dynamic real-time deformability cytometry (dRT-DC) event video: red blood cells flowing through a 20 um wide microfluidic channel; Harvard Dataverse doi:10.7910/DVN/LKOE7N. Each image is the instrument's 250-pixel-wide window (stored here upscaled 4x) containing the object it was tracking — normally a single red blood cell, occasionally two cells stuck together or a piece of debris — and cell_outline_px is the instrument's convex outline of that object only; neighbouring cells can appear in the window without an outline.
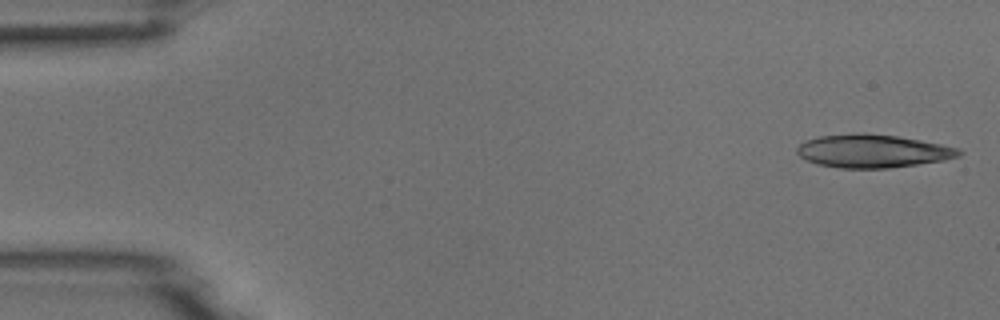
{"species": "common noctule bat (a hibernating species)", "species_latin": "Nyctalus noctula", "temperature_condition": "room temperature", "stored_images_in_passage": 17, "camera_frame_rate_fps": 3000, "um_per_image_px": 0.085, "animal": {"sex": "male", "body_mass_g": 18.8}, "frame": {"image": 1, "passage_image": 1, "time_ms": 0.0, "image_size_px": [1000, 320], "cell_outline_px": [[964, 152], [960, 156], [944, 160], [888, 168], [840, 168], [820, 164], [808, 160], [800, 156], [796, 152], [796, 148], [804, 140], [820, 136], [864, 132], [900, 136], [960, 148]], "centroid_in_image_um": [74.2, 12.82], "position_along_channel_um": 10.8, "area_um2": 31.33}}
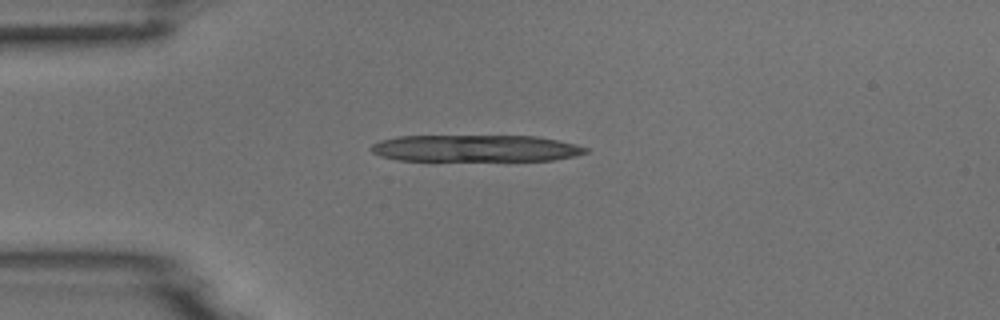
{"frame": {"image": 2, "passage_image": 12, "time_ms": 3.667, "image_size_px": [1000, 320], "cell_outline_px": [[588, 152], [576, 156], [552, 160], [396, 160], [380, 156], [372, 152], [368, 148], [372, 144], [380, 140], [396, 136], [536, 136], [576, 144], [588, 148]], "centroid_in_image_um": [40.38, 12.6], "position_along_channel_um": 44.6, "area_um2": 33.52}}